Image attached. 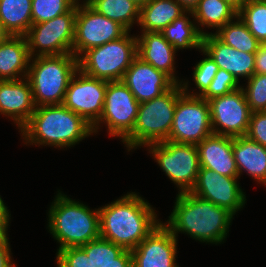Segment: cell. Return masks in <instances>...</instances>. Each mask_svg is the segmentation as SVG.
Instances as JSON below:
<instances>
[{
    "instance_id": "obj_1",
    "label": "cell",
    "mask_w": 266,
    "mask_h": 267,
    "mask_svg": "<svg viewBox=\"0 0 266 267\" xmlns=\"http://www.w3.org/2000/svg\"><path fill=\"white\" fill-rule=\"evenodd\" d=\"M156 217L147 201L128 193L99 208L100 237L132 251L161 223Z\"/></svg>"
},
{
    "instance_id": "obj_2",
    "label": "cell",
    "mask_w": 266,
    "mask_h": 267,
    "mask_svg": "<svg viewBox=\"0 0 266 267\" xmlns=\"http://www.w3.org/2000/svg\"><path fill=\"white\" fill-rule=\"evenodd\" d=\"M233 214L190 192L177 195L173 212L164 225L177 237L178 232L207 243H221L226 239Z\"/></svg>"
},
{
    "instance_id": "obj_3",
    "label": "cell",
    "mask_w": 266,
    "mask_h": 267,
    "mask_svg": "<svg viewBox=\"0 0 266 267\" xmlns=\"http://www.w3.org/2000/svg\"><path fill=\"white\" fill-rule=\"evenodd\" d=\"M25 143L69 147L93 133L92 126L63 104L39 106L20 129Z\"/></svg>"
},
{
    "instance_id": "obj_4",
    "label": "cell",
    "mask_w": 266,
    "mask_h": 267,
    "mask_svg": "<svg viewBox=\"0 0 266 267\" xmlns=\"http://www.w3.org/2000/svg\"><path fill=\"white\" fill-rule=\"evenodd\" d=\"M49 231L59 243V250L81 247L100 237L99 209L91 211L79 201L58 192L49 210Z\"/></svg>"
},
{
    "instance_id": "obj_5",
    "label": "cell",
    "mask_w": 266,
    "mask_h": 267,
    "mask_svg": "<svg viewBox=\"0 0 266 267\" xmlns=\"http://www.w3.org/2000/svg\"><path fill=\"white\" fill-rule=\"evenodd\" d=\"M27 79L30 82L36 107L63 103L69 82L78 68L73 54L35 56L31 58Z\"/></svg>"
},
{
    "instance_id": "obj_6",
    "label": "cell",
    "mask_w": 266,
    "mask_h": 267,
    "mask_svg": "<svg viewBox=\"0 0 266 267\" xmlns=\"http://www.w3.org/2000/svg\"><path fill=\"white\" fill-rule=\"evenodd\" d=\"M183 93L181 84H175L159 97L139 104L133 131L122 141L130 151L142 145L167 141L173 125L174 111L179 96Z\"/></svg>"
},
{
    "instance_id": "obj_7",
    "label": "cell",
    "mask_w": 266,
    "mask_h": 267,
    "mask_svg": "<svg viewBox=\"0 0 266 267\" xmlns=\"http://www.w3.org/2000/svg\"><path fill=\"white\" fill-rule=\"evenodd\" d=\"M137 57V37H123L85 51L78 68L88 76L107 82L121 81Z\"/></svg>"
},
{
    "instance_id": "obj_8",
    "label": "cell",
    "mask_w": 266,
    "mask_h": 267,
    "mask_svg": "<svg viewBox=\"0 0 266 267\" xmlns=\"http://www.w3.org/2000/svg\"><path fill=\"white\" fill-rule=\"evenodd\" d=\"M76 14L77 4L65 14L42 23L32 24L24 35L30 57L72 53ZM35 51L38 53L34 54Z\"/></svg>"
},
{
    "instance_id": "obj_9",
    "label": "cell",
    "mask_w": 266,
    "mask_h": 267,
    "mask_svg": "<svg viewBox=\"0 0 266 267\" xmlns=\"http://www.w3.org/2000/svg\"><path fill=\"white\" fill-rule=\"evenodd\" d=\"M148 146L163 172L179 186L180 193L190 192L200 170L197 146L168 140Z\"/></svg>"
},
{
    "instance_id": "obj_10",
    "label": "cell",
    "mask_w": 266,
    "mask_h": 267,
    "mask_svg": "<svg viewBox=\"0 0 266 267\" xmlns=\"http://www.w3.org/2000/svg\"><path fill=\"white\" fill-rule=\"evenodd\" d=\"M209 102L200 96H179L168 141L197 145L212 135Z\"/></svg>"
},
{
    "instance_id": "obj_11",
    "label": "cell",
    "mask_w": 266,
    "mask_h": 267,
    "mask_svg": "<svg viewBox=\"0 0 266 267\" xmlns=\"http://www.w3.org/2000/svg\"><path fill=\"white\" fill-rule=\"evenodd\" d=\"M128 31L119 23L94 10L86 1L77 3L72 53L79 58L85 51L123 37Z\"/></svg>"
},
{
    "instance_id": "obj_12",
    "label": "cell",
    "mask_w": 266,
    "mask_h": 267,
    "mask_svg": "<svg viewBox=\"0 0 266 267\" xmlns=\"http://www.w3.org/2000/svg\"><path fill=\"white\" fill-rule=\"evenodd\" d=\"M139 104L122 80L107 82L103 111L99 121L92 127L93 133L99 129V122H104L109 135L118 136L123 141L133 131Z\"/></svg>"
},
{
    "instance_id": "obj_13",
    "label": "cell",
    "mask_w": 266,
    "mask_h": 267,
    "mask_svg": "<svg viewBox=\"0 0 266 267\" xmlns=\"http://www.w3.org/2000/svg\"><path fill=\"white\" fill-rule=\"evenodd\" d=\"M208 102L213 134L233 138L246 135L252 111L242 87L228 94L214 97Z\"/></svg>"
},
{
    "instance_id": "obj_14",
    "label": "cell",
    "mask_w": 266,
    "mask_h": 267,
    "mask_svg": "<svg viewBox=\"0 0 266 267\" xmlns=\"http://www.w3.org/2000/svg\"><path fill=\"white\" fill-rule=\"evenodd\" d=\"M76 73L79 75L77 79ZM106 88L107 81L88 76L78 69L69 82L62 104L93 127L101 117Z\"/></svg>"
},
{
    "instance_id": "obj_15",
    "label": "cell",
    "mask_w": 266,
    "mask_h": 267,
    "mask_svg": "<svg viewBox=\"0 0 266 267\" xmlns=\"http://www.w3.org/2000/svg\"><path fill=\"white\" fill-rule=\"evenodd\" d=\"M237 179L239 177H228L208 168H200L190 193L225 208L235 215L246 203V196Z\"/></svg>"
},
{
    "instance_id": "obj_16",
    "label": "cell",
    "mask_w": 266,
    "mask_h": 267,
    "mask_svg": "<svg viewBox=\"0 0 266 267\" xmlns=\"http://www.w3.org/2000/svg\"><path fill=\"white\" fill-rule=\"evenodd\" d=\"M177 238L160 223L131 251L133 267H179L175 264Z\"/></svg>"
},
{
    "instance_id": "obj_17",
    "label": "cell",
    "mask_w": 266,
    "mask_h": 267,
    "mask_svg": "<svg viewBox=\"0 0 266 267\" xmlns=\"http://www.w3.org/2000/svg\"><path fill=\"white\" fill-rule=\"evenodd\" d=\"M122 81L139 103L161 96L176 84L167 74L139 57L133 60Z\"/></svg>"
},
{
    "instance_id": "obj_18",
    "label": "cell",
    "mask_w": 266,
    "mask_h": 267,
    "mask_svg": "<svg viewBox=\"0 0 266 267\" xmlns=\"http://www.w3.org/2000/svg\"><path fill=\"white\" fill-rule=\"evenodd\" d=\"M23 80H0V113L10 116L20 129L36 108L30 82L27 78Z\"/></svg>"
},
{
    "instance_id": "obj_19",
    "label": "cell",
    "mask_w": 266,
    "mask_h": 267,
    "mask_svg": "<svg viewBox=\"0 0 266 267\" xmlns=\"http://www.w3.org/2000/svg\"><path fill=\"white\" fill-rule=\"evenodd\" d=\"M202 49L211 56L219 69L231 73L239 82V77L249 79L254 74L255 53H246L225 45L213 33L202 38Z\"/></svg>"
},
{
    "instance_id": "obj_20",
    "label": "cell",
    "mask_w": 266,
    "mask_h": 267,
    "mask_svg": "<svg viewBox=\"0 0 266 267\" xmlns=\"http://www.w3.org/2000/svg\"><path fill=\"white\" fill-rule=\"evenodd\" d=\"M196 146L200 168H208L228 177H239L233 154V137L212 134Z\"/></svg>"
},
{
    "instance_id": "obj_21",
    "label": "cell",
    "mask_w": 266,
    "mask_h": 267,
    "mask_svg": "<svg viewBox=\"0 0 266 267\" xmlns=\"http://www.w3.org/2000/svg\"><path fill=\"white\" fill-rule=\"evenodd\" d=\"M137 36V57L151 64L157 70L167 74L176 84H181L174 76V58L176 50L161 32H142Z\"/></svg>"
},
{
    "instance_id": "obj_22",
    "label": "cell",
    "mask_w": 266,
    "mask_h": 267,
    "mask_svg": "<svg viewBox=\"0 0 266 267\" xmlns=\"http://www.w3.org/2000/svg\"><path fill=\"white\" fill-rule=\"evenodd\" d=\"M30 59L25 36L10 35L0 43V80H17L18 75L26 78Z\"/></svg>"
},
{
    "instance_id": "obj_23",
    "label": "cell",
    "mask_w": 266,
    "mask_h": 267,
    "mask_svg": "<svg viewBox=\"0 0 266 267\" xmlns=\"http://www.w3.org/2000/svg\"><path fill=\"white\" fill-rule=\"evenodd\" d=\"M233 154L236 166L254 177L258 182L266 184V147L248 139L246 136L233 138Z\"/></svg>"
},
{
    "instance_id": "obj_24",
    "label": "cell",
    "mask_w": 266,
    "mask_h": 267,
    "mask_svg": "<svg viewBox=\"0 0 266 267\" xmlns=\"http://www.w3.org/2000/svg\"><path fill=\"white\" fill-rule=\"evenodd\" d=\"M186 10L176 0H149L140 7L142 32H161Z\"/></svg>"
},
{
    "instance_id": "obj_25",
    "label": "cell",
    "mask_w": 266,
    "mask_h": 267,
    "mask_svg": "<svg viewBox=\"0 0 266 267\" xmlns=\"http://www.w3.org/2000/svg\"><path fill=\"white\" fill-rule=\"evenodd\" d=\"M32 0H0V21L12 36H24L32 25Z\"/></svg>"
},
{
    "instance_id": "obj_26",
    "label": "cell",
    "mask_w": 266,
    "mask_h": 267,
    "mask_svg": "<svg viewBox=\"0 0 266 267\" xmlns=\"http://www.w3.org/2000/svg\"><path fill=\"white\" fill-rule=\"evenodd\" d=\"M186 11L179 18L174 20L172 23L167 25L161 33L164 38L174 46V49H188V48H198L202 49V38L206 35V32L199 30L196 22L193 24L189 17H187Z\"/></svg>"
},
{
    "instance_id": "obj_27",
    "label": "cell",
    "mask_w": 266,
    "mask_h": 267,
    "mask_svg": "<svg viewBox=\"0 0 266 267\" xmlns=\"http://www.w3.org/2000/svg\"><path fill=\"white\" fill-rule=\"evenodd\" d=\"M189 14L200 26L216 27L218 31L226 23L233 21V18H237L238 11L224 0H199Z\"/></svg>"
},
{
    "instance_id": "obj_28",
    "label": "cell",
    "mask_w": 266,
    "mask_h": 267,
    "mask_svg": "<svg viewBox=\"0 0 266 267\" xmlns=\"http://www.w3.org/2000/svg\"><path fill=\"white\" fill-rule=\"evenodd\" d=\"M94 10L122 25L128 32L139 23L140 6L132 0H85Z\"/></svg>"
},
{
    "instance_id": "obj_29",
    "label": "cell",
    "mask_w": 266,
    "mask_h": 267,
    "mask_svg": "<svg viewBox=\"0 0 266 267\" xmlns=\"http://www.w3.org/2000/svg\"><path fill=\"white\" fill-rule=\"evenodd\" d=\"M214 35L225 45L246 53H256L261 44L239 16L236 22L226 23Z\"/></svg>"
},
{
    "instance_id": "obj_30",
    "label": "cell",
    "mask_w": 266,
    "mask_h": 267,
    "mask_svg": "<svg viewBox=\"0 0 266 267\" xmlns=\"http://www.w3.org/2000/svg\"><path fill=\"white\" fill-rule=\"evenodd\" d=\"M238 16L261 44L266 43V1L248 0Z\"/></svg>"
},
{
    "instance_id": "obj_31",
    "label": "cell",
    "mask_w": 266,
    "mask_h": 267,
    "mask_svg": "<svg viewBox=\"0 0 266 267\" xmlns=\"http://www.w3.org/2000/svg\"><path fill=\"white\" fill-rule=\"evenodd\" d=\"M81 248L91 258L93 267H105L115 262L124 249L102 237L94 239Z\"/></svg>"
},
{
    "instance_id": "obj_32",
    "label": "cell",
    "mask_w": 266,
    "mask_h": 267,
    "mask_svg": "<svg viewBox=\"0 0 266 267\" xmlns=\"http://www.w3.org/2000/svg\"><path fill=\"white\" fill-rule=\"evenodd\" d=\"M77 3L78 0H32V24L42 23L65 14Z\"/></svg>"
},
{
    "instance_id": "obj_33",
    "label": "cell",
    "mask_w": 266,
    "mask_h": 267,
    "mask_svg": "<svg viewBox=\"0 0 266 267\" xmlns=\"http://www.w3.org/2000/svg\"><path fill=\"white\" fill-rule=\"evenodd\" d=\"M203 54H205L207 57L199 61L193 71V77L195 81V85L199 89V94H190L187 91L188 83H181L183 92L187 95L191 96H202L207 89L209 88L210 83L212 82L213 78L215 77L217 71L219 70V67L216 65L214 60L211 58L210 55H208L203 49H201ZM187 91V92H186Z\"/></svg>"
},
{
    "instance_id": "obj_34",
    "label": "cell",
    "mask_w": 266,
    "mask_h": 267,
    "mask_svg": "<svg viewBox=\"0 0 266 267\" xmlns=\"http://www.w3.org/2000/svg\"><path fill=\"white\" fill-rule=\"evenodd\" d=\"M242 90L252 112L266 110V74L254 73Z\"/></svg>"
},
{
    "instance_id": "obj_35",
    "label": "cell",
    "mask_w": 266,
    "mask_h": 267,
    "mask_svg": "<svg viewBox=\"0 0 266 267\" xmlns=\"http://www.w3.org/2000/svg\"><path fill=\"white\" fill-rule=\"evenodd\" d=\"M236 78L224 69H219L209 85L207 91L201 96L205 100H210L217 96L228 94L241 86Z\"/></svg>"
},
{
    "instance_id": "obj_36",
    "label": "cell",
    "mask_w": 266,
    "mask_h": 267,
    "mask_svg": "<svg viewBox=\"0 0 266 267\" xmlns=\"http://www.w3.org/2000/svg\"><path fill=\"white\" fill-rule=\"evenodd\" d=\"M56 258L58 267H93L91 258L81 247L63 248Z\"/></svg>"
},
{
    "instance_id": "obj_37",
    "label": "cell",
    "mask_w": 266,
    "mask_h": 267,
    "mask_svg": "<svg viewBox=\"0 0 266 267\" xmlns=\"http://www.w3.org/2000/svg\"><path fill=\"white\" fill-rule=\"evenodd\" d=\"M248 139L266 147V112H252L248 131L245 135Z\"/></svg>"
},
{
    "instance_id": "obj_38",
    "label": "cell",
    "mask_w": 266,
    "mask_h": 267,
    "mask_svg": "<svg viewBox=\"0 0 266 267\" xmlns=\"http://www.w3.org/2000/svg\"><path fill=\"white\" fill-rule=\"evenodd\" d=\"M7 229H0V267H15L11 264V249L8 243Z\"/></svg>"
},
{
    "instance_id": "obj_39",
    "label": "cell",
    "mask_w": 266,
    "mask_h": 267,
    "mask_svg": "<svg viewBox=\"0 0 266 267\" xmlns=\"http://www.w3.org/2000/svg\"><path fill=\"white\" fill-rule=\"evenodd\" d=\"M254 73L266 74V43L260 44L255 53Z\"/></svg>"
},
{
    "instance_id": "obj_40",
    "label": "cell",
    "mask_w": 266,
    "mask_h": 267,
    "mask_svg": "<svg viewBox=\"0 0 266 267\" xmlns=\"http://www.w3.org/2000/svg\"><path fill=\"white\" fill-rule=\"evenodd\" d=\"M105 267H133L131 251L124 250L118 257L115 258L114 263Z\"/></svg>"
},
{
    "instance_id": "obj_41",
    "label": "cell",
    "mask_w": 266,
    "mask_h": 267,
    "mask_svg": "<svg viewBox=\"0 0 266 267\" xmlns=\"http://www.w3.org/2000/svg\"><path fill=\"white\" fill-rule=\"evenodd\" d=\"M9 216V211L0 196V229H8Z\"/></svg>"
},
{
    "instance_id": "obj_42",
    "label": "cell",
    "mask_w": 266,
    "mask_h": 267,
    "mask_svg": "<svg viewBox=\"0 0 266 267\" xmlns=\"http://www.w3.org/2000/svg\"><path fill=\"white\" fill-rule=\"evenodd\" d=\"M186 11H193L199 0H176Z\"/></svg>"
},
{
    "instance_id": "obj_43",
    "label": "cell",
    "mask_w": 266,
    "mask_h": 267,
    "mask_svg": "<svg viewBox=\"0 0 266 267\" xmlns=\"http://www.w3.org/2000/svg\"><path fill=\"white\" fill-rule=\"evenodd\" d=\"M225 2L229 3L232 7H234L237 11L241 9V7L248 1V0H224Z\"/></svg>"
},
{
    "instance_id": "obj_44",
    "label": "cell",
    "mask_w": 266,
    "mask_h": 267,
    "mask_svg": "<svg viewBox=\"0 0 266 267\" xmlns=\"http://www.w3.org/2000/svg\"><path fill=\"white\" fill-rule=\"evenodd\" d=\"M10 34L4 29L1 21H0V43L4 42Z\"/></svg>"
},
{
    "instance_id": "obj_45",
    "label": "cell",
    "mask_w": 266,
    "mask_h": 267,
    "mask_svg": "<svg viewBox=\"0 0 266 267\" xmlns=\"http://www.w3.org/2000/svg\"><path fill=\"white\" fill-rule=\"evenodd\" d=\"M134 1L138 6H143L145 5L149 0H132Z\"/></svg>"
}]
</instances>
